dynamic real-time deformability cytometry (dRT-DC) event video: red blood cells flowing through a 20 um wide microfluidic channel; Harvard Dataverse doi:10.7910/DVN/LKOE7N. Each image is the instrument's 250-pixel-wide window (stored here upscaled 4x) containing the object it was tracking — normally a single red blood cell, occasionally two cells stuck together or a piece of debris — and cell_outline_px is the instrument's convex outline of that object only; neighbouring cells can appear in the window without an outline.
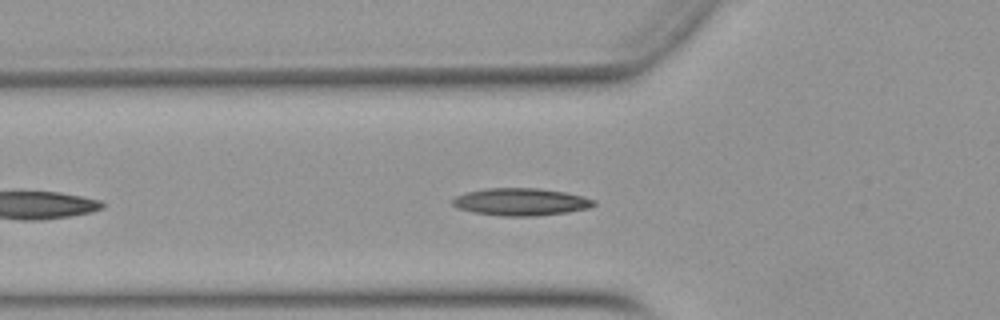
{"species": "Egyptian fruit bat (a non-hibernating species)", "species_latin": "Rousettus aegyptiacus", "temperature_condition": "warm", "stored_images_in_passage": 23, "camera_frame_rate_fps": 3000, "um_per_image_px": 0.085, "animal": {"sex": "female"}, "frame": {"image": 1, "passage_image": 7, "time_ms": 2.0, "image_size_px": [1000, 320], "cell_outline_px": [[596, 204], [588, 208], [568, 212], [536, 216], [500, 216], [472, 212], [456, 208], [452, 204], [452, 200], [456, 196], [464, 192], [484, 188], [536, 188], [564, 192], [584, 196], [596, 200]], "centroid_in_image_um": [44.24, 17.16], "position_along_channel_um": 81.6, "area_um2": 22.77}}
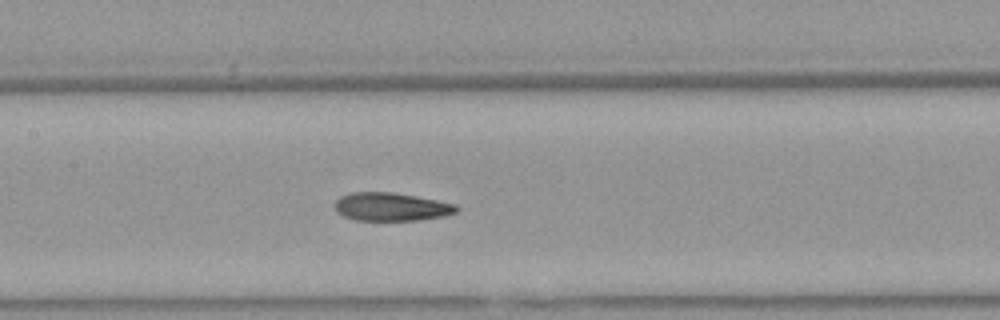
{"frame": {"image": 2, "passage_image": 14, "time_ms": 4.333, "image_size_px": [1000, 320], "cell_outline_px": [[460, 208], [456, 212], [444, 216], [420, 220], [356, 220], [344, 216], [336, 212], [332, 204], [340, 196], [352, 192], [392, 192], [416, 196], [456, 204]], "centroid_in_image_um": [33.23, 17.57], "position_along_channel_um": 174.2, "area_um2": 20.17}}
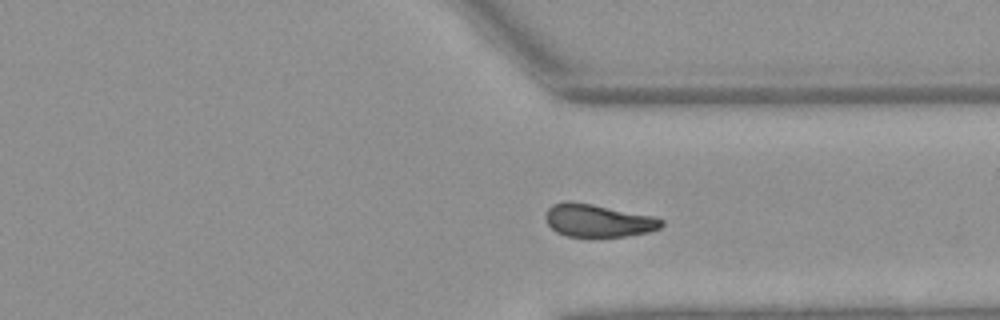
{"frame": {"image": 3, "passage_image": 22, "time_ms": 7.0, "image_size_px": [1000, 320], "cell_outline_px": [[664, 224], [660, 228], [648, 232], [624, 236], [564, 236], [556, 232], [548, 224], [544, 216], [548, 208], [552, 204], [564, 200], [568, 200], [592, 204], [652, 216], [664, 220]], "centroid_in_image_um": [50.79, 18.73], "position_along_channel_um": 360.6, "area_um2": 22.08}}